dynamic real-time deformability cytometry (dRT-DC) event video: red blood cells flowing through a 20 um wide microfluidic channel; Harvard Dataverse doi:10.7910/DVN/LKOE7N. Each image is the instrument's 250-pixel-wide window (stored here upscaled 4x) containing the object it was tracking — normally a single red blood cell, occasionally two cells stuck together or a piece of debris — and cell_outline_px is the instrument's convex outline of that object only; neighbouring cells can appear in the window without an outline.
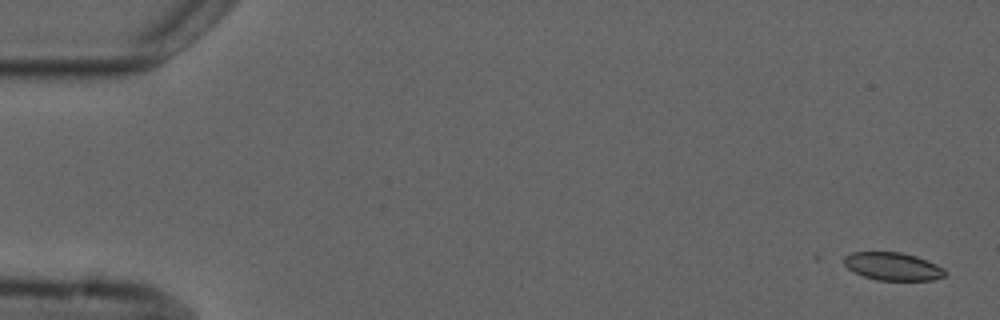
{"species": "common noctule bat (a hibernating species)", "species_latin": "Nyctalus noctula", "temperature_condition": "cold", "stored_images_in_passage": 6, "camera_frame_rate_fps": 3000, "um_per_image_px": 0.085, "animal": {"sex": "male", "forearm_length_mm": 52.5}, "frame": {"image": 1, "passage_image": 1, "time_ms": 0.0, "image_size_px": [1000, 320], "cell_outline_px": [[948, 272], [944, 276], [932, 280], [876, 280], [864, 276], [848, 268], [844, 264], [844, 256], [852, 252], [900, 252], [916, 256], [936, 264], [944, 268]], "centroid_in_image_um": [75.9, 22.64], "position_along_channel_um": 9.1, "area_um2": 16.36}}
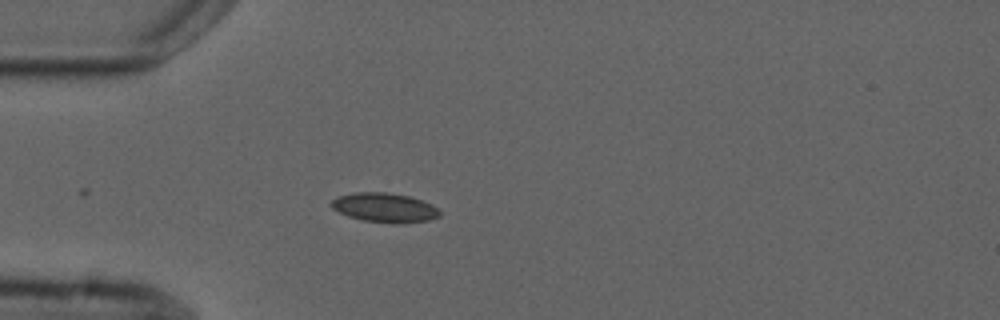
{"frame": {"image": 2, "passage_image": 5, "time_ms": 4.667, "image_size_px": [1000, 320], "cell_outline_px": [[440, 216], [428, 220], [400, 224], [392, 224], [364, 220], [348, 216], [332, 208], [328, 204], [336, 196], [356, 192], [388, 192], [408, 196], [420, 200], [436, 208], [440, 212]], "centroid_in_image_um": [32.64, 17.65], "position_along_channel_um": 52.4, "area_um2": 18.5}}